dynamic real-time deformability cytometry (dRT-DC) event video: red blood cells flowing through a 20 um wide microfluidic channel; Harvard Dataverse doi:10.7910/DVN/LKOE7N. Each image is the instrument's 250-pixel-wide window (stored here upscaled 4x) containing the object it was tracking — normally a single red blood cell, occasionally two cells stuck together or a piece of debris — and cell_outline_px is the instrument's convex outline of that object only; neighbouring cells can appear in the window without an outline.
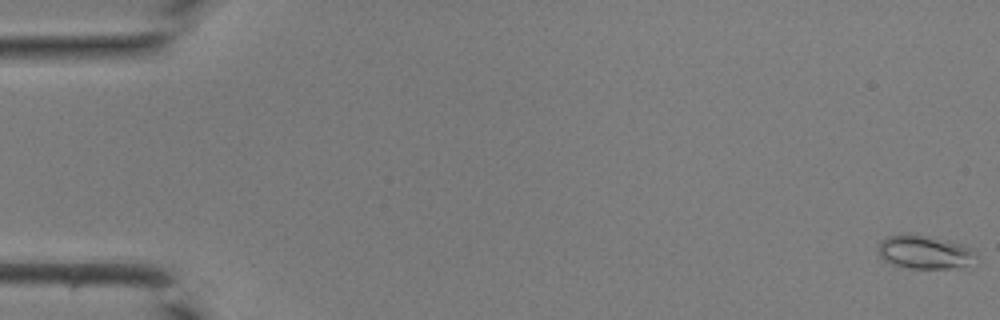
{"species": "common noctule bat (a hibernating species)", "species_latin": "Nyctalus noctula", "temperature_condition": "room temperature", "stored_images_in_passage": 43, "camera_frame_rate_fps": 3000, "um_per_image_px": 0.085, "animal": {"sex": "male", "body_mass_g": 19.0, "forearm_length_mm": 50.8}, "frame": {"image": 1, "passage_image": 1, "time_ms": 0.0, "image_size_px": [1000, 320], "cell_outline_px": [[976, 256], [960, 268], [912, 268], [896, 264], [884, 260], [880, 256], [880, 240], [888, 236], [900, 232], [908, 232], [928, 236], [964, 244], [972, 248], [976, 252]], "centroid_in_image_um": [78.58, 21.38], "position_along_channel_um": 6.4, "area_um2": 19.02}}
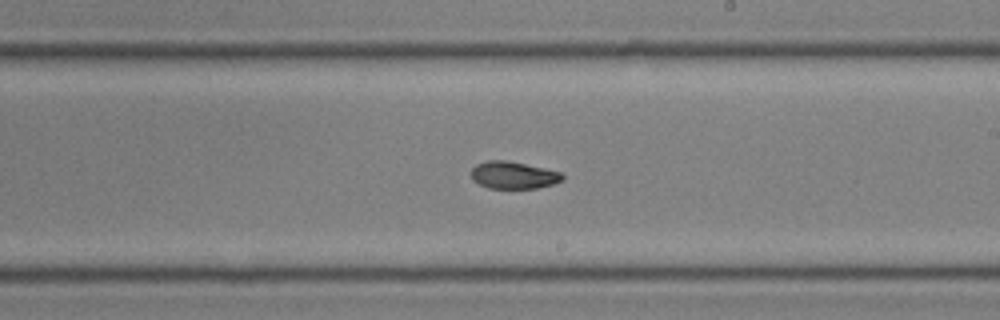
{"frame": {"image": 2, "passage_image": 26, "time_ms": 8.333, "image_size_px": [1000, 320], "cell_outline_px": [[564, 180], [552, 184], [536, 188], [488, 188], [472, 180], [472, 168], [476, 164], [488, 160], [504, 160], [544, 168], [560, 172], [564, 176]], "centroid_in_image_um": [43.63, 14.89], "position_along_channel_um": 245.4, "area_um2": 14.33}}
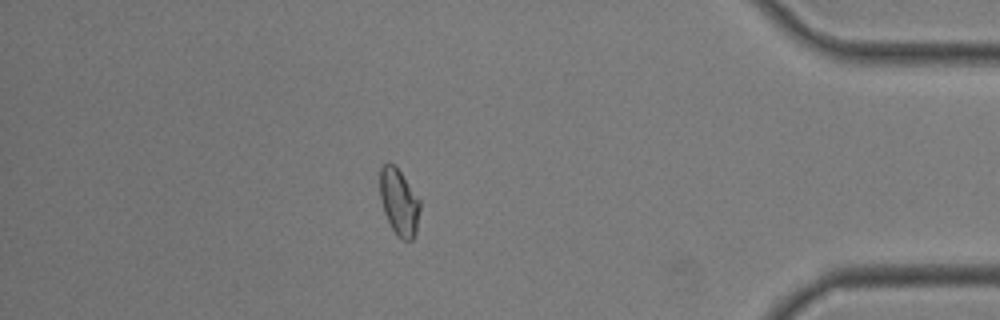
{"frame": {"image": 3, "passage_image": 38, "time_ms": 12.333, "image_size_px": [1000, 320], "cell_outline_px": [[420, 208], [416, 232], [412, 240], [404, 240], [396, 236], [384, 212], [380, 200], [380, 168], [388, 160], [400, 172], [420, 200]], "centroid_in_image_um": [33.91, 17.19], "position_along_channel_um": 401.3, "area_um2": 15.43}}